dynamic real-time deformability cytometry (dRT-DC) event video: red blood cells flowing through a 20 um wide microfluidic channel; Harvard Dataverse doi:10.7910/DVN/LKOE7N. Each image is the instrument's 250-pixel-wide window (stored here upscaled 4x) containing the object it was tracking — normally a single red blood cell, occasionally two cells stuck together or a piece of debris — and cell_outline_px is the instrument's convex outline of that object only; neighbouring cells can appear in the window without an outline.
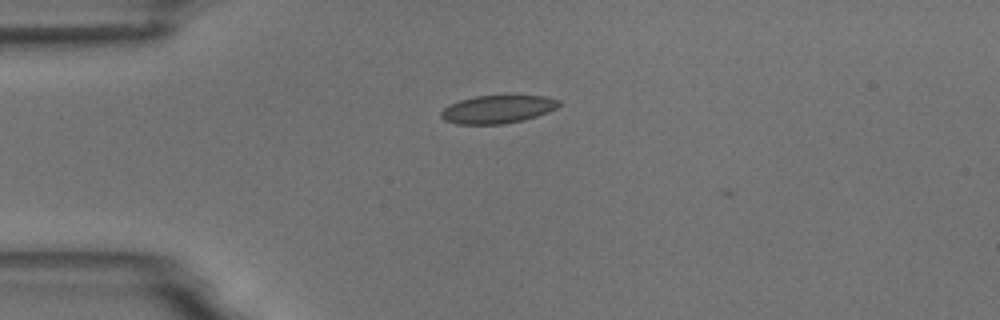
{"species": "common noctule bat (a hibernating species)", "species_latin": "Nyctalus noctula", "temperature_condition": "room temperature", "stored_images_in_passage": 8, "camera_frame_rate_fps": 3000, "um_per_image_px": 0.085, "animal": {"sex": "male", "body_mass_g": 18.8}, "frame": {"image": 1, "passage_image": 1, "time_ms": 0.0, "image_size_px": [1000, 320], "cell_outline_px": [[560, 104], [556, 108], [548, 112], [524, 120], [504, 124], [456, 124], [444, 120], [440, 116], [440, 112], [444, 108], [460, 100], [476, 96], [544, 96], [560, 100]], "centroid_in_image_um": [42.29, 9.3], "position_along_channel_um": 42.7, "area_um2": 19.13}}
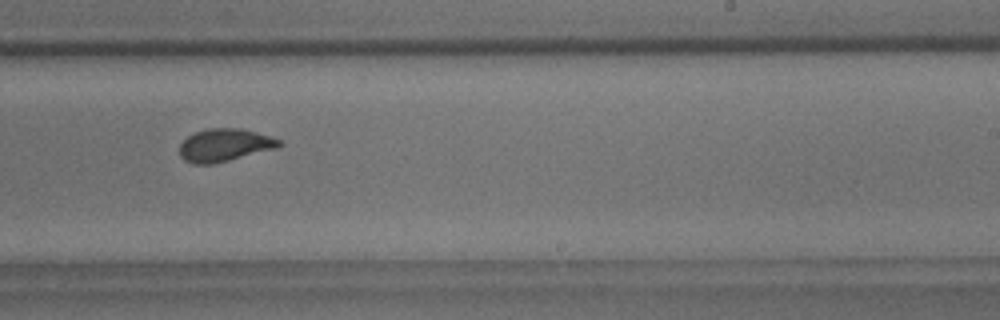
{"frame": {"image": 2, "passage_image": 7, "time_ms": 6.667, "image_size_px": [1000, 320], "cell_outline_px": [[284, 144], [276, 148], [212, 164], [192, 164], [184, 160], [180, 156], [180, 144], [188, 136], [196, 132], [208, 128], [240, 128], [256, 132], [280, 140]], "centroid_in_image_um": [19.07, 12.33], "position_along_channel_um": 269.9, "area_um2": 18.79}}